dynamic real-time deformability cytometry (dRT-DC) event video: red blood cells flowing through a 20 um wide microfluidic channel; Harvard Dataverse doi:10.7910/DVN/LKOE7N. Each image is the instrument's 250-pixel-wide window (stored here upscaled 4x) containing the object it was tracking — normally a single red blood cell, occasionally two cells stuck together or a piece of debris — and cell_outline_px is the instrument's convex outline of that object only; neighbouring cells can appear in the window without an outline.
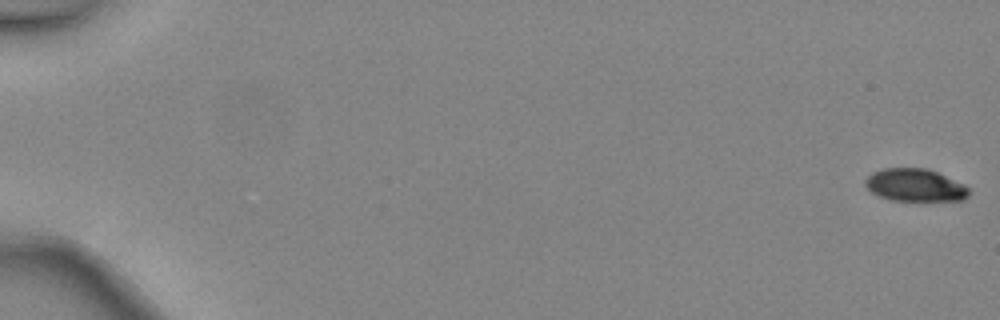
{"species": "common noctule bat (a hibernating species)", "species_latin": "Nyctalus noctula", "temperature_condition": "warm", "stored_images_in_passage": 3, "camera_frame_rate_fps": 3000, "um_per_image_px": 0.085, "animal": {"sex": "female", "body_mass_g": 24.6, "forearm_length_mm": 56.2}, "frame": {"image": 1, "passage_image": 1, "time_ms": 0.0, "image_size_px": [1000, 320], "cell_outline_px": [[968, 196], [964, 200], [892, 200], [880, 196], [872, 192], [864, 184], [864, 180], [872, 172], [884, 168], [928, 168], [964, 184], [968, 188]], "centroid_in_image_um": [77.77, 15.72], "position_along_channel_um": 7.2, "area_um2": 19.54}}